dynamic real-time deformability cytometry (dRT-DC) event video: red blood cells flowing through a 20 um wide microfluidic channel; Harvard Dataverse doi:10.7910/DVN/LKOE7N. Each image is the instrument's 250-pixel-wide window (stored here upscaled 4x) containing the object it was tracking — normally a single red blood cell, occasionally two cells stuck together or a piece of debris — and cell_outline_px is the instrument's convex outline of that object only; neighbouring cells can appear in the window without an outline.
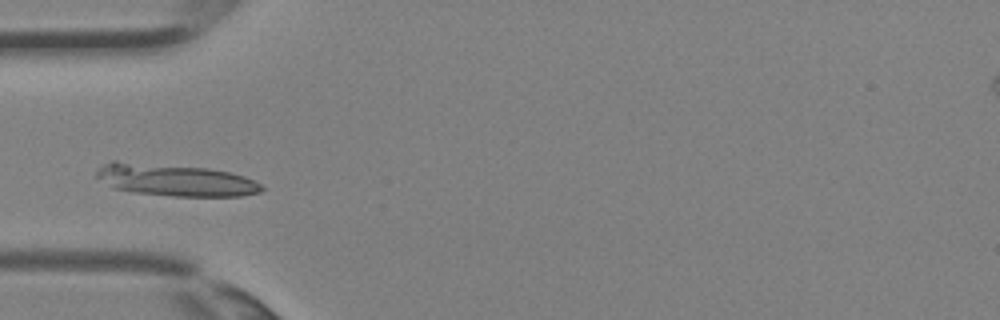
{"species": "Egyptian fruit bat (a non-hibernating species)", "species_latin": "Rousettus aegyptiacus", "temperature_condition": "room temperature", "stored_images_in_passage": 5, "camera_frame_rate_fps": 3000, "um_per_image_px": 0.085, "animal": {"sex": "female"}, "frame": {"image": 1, "passage_image": 5, "time_ms": 1.333, "image_size_px": [1000, 320], "cell_outline_px": [[264, 188], [260, 192], [240, 196], [172, 196], [136, 192], [112, 188], [96, 176], [96, 172], [104, 164], [112, 160], [116, 160], [208, 168], [228, 172], [244, 176], [256, 180]], "centroid_in_image_um": [14.89, 15.29], "position_along_channel_um": 70.1, "area_um2": 30.81}}